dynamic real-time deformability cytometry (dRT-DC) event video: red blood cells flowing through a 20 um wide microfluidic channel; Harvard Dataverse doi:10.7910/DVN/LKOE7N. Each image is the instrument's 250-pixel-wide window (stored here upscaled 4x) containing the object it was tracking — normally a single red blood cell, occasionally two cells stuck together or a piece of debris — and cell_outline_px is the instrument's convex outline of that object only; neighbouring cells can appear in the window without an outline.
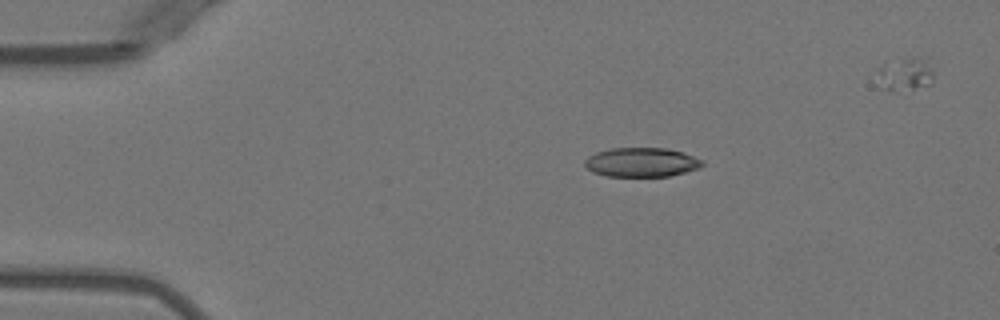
{"species": "Egyptian fruit bat (a non-hibernating species)", "species_latin": "Rousettus aegyptiacus", "temperature_condition": "warm", "stored_images_in_passage": 5, "camera_frame_rate_fps": 3000, "um_per_image_px": 0.085, "animal": {"sex": "female"}, "frame": {"image": 1, "passage_image": 3, "time_ms": 2.333, "image_size_px": [1000, 320], "cell_outline_px": [[704, 164], [700, 168], [668, 176], [608, 176], [592, 172], [584, 164], [584, 160], [588, 156], [596, 152], [612, 148], [668, 148], [684, 152], [704, 160]], "centroid_in_image_um": [54.55, 13.78], "position_along_channel_um": 30.4, "area_um2": 20.11}}
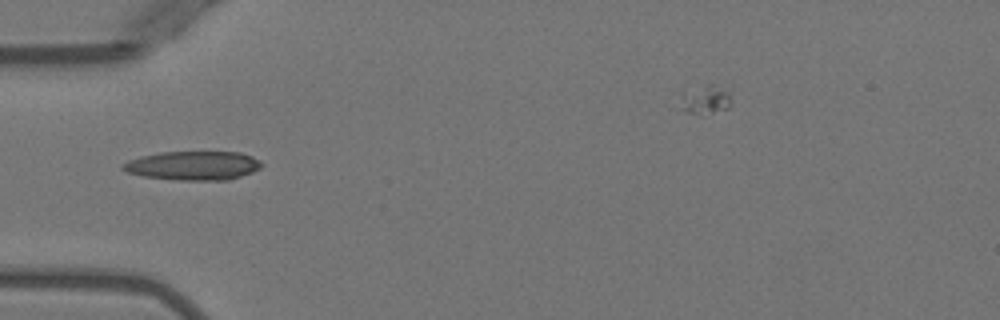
{"frame": {"image": 2, "passage_image": 5, "time_ms": 4.667, "image_size_px": [1000, 320], "cell_outline_px": [[264, 164], [260, 168], [252, 172], [228, 180], [180, 180], [144, 176], [128, 172], [120, 168], [120, 164], [128, 160], [140, 156], [160, 152], [240, 152], [252, 156], [260, 160]], "centroid_in_image_um": [16.42, 14.07], "position_along_channel_um": 68.6, "area_um2": 23.47}}